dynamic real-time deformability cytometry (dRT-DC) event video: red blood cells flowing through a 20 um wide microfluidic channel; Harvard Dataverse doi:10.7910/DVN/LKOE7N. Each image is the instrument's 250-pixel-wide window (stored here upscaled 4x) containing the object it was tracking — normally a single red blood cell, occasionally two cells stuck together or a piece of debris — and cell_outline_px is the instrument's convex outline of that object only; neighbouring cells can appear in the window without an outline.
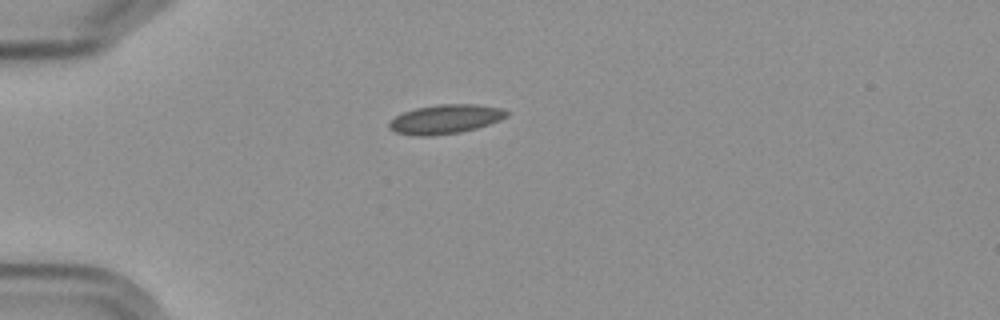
{"species": "Egyptian fruit bat (a non-hibernating species)", "species_latin": "Rousettus aegyptiacus", "temperature_condition": "cold", "stored_images_in_passage": 6, "camera_frame_rate_fps": 3000, "um_per_image_px": 0.085, "frame": {"image": 1, "passage_image": 1, "time_ms": 0.0, "image_size_px": [1000, 320], "cell_outline_px": [[508, 116], [500, 120], [476, 128], [460, 132], [432, 136], [412, 136], [396, 132], [388, 128], [388, 124], [396, 116], [404, 112], [416, 108], [440, 104], [476, 104], [504, 108], [508, 112]], "centroid_in_image_um": [37.87, 10.13], "position_along_channel_um": 47.1, "area_um2": 20.0}}
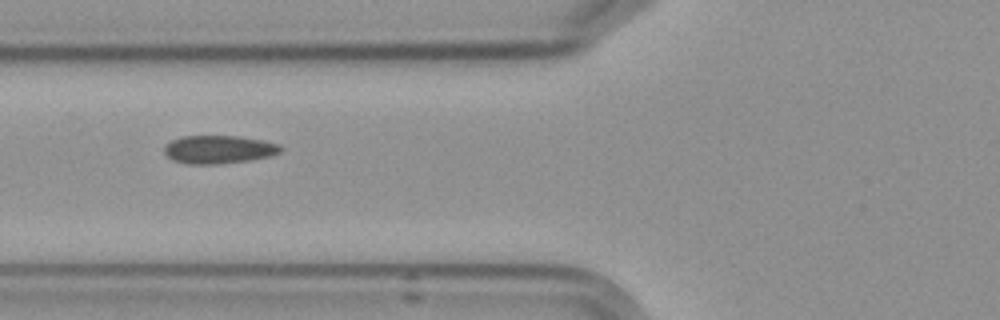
{"frame": {"image": 2, "passage_image": 3, "time_ms": 2.333, "image_size_px": [1000, 320], "cell_outline_px": [[284, 148], [280, 152], [272, 156], [248, 160], [216, 164], [188, 164], [172, 160], [164, 152], [164, 144], [180, 136], [240, 136], [264, 140], [280, 144]], "centroid_in_image_um": [18.61, 12.69], "position_along_channel_um": 107.2, "area_um2": 19.31}}
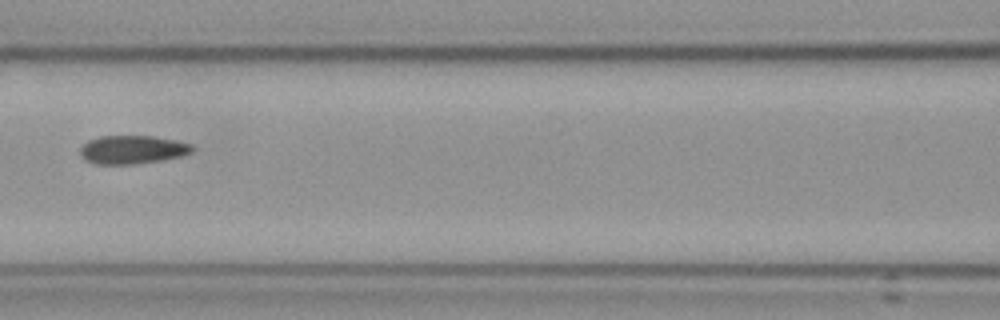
{"frame": {"image": 3, "passage_image": 4, "time_ms": 3.667, "image_size_px": [1000, 320], "cell_outline_px": [[196, 148], [192, 152], [184, 156], [160, 160], [132, 164], [96, 164], [84, 160], [80, 156], [80, 148], [88, 140], [100, 136], [152, 136], [176, 140], [192, 144]], "centroid_in_image_um": [11.27, 12.72], "position_along_channel_um": 155.3, "area_um2": 18.73}}